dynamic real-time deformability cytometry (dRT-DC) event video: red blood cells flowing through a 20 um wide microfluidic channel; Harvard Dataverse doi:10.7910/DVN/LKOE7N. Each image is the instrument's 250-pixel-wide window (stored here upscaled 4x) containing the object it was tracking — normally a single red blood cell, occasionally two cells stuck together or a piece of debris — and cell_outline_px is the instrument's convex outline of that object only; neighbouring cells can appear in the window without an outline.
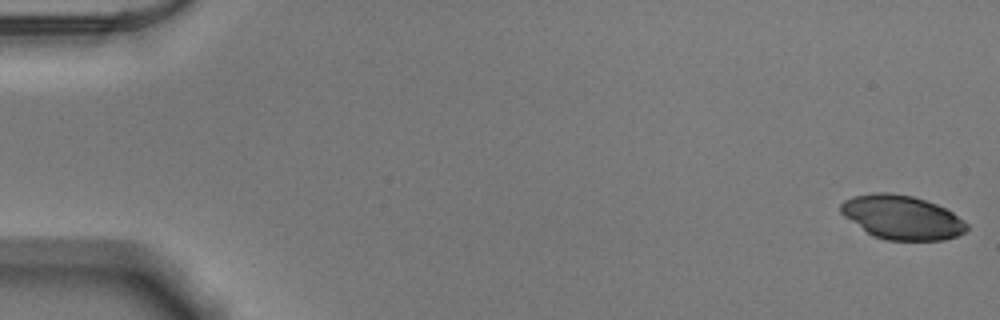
{"species": "Egyptian fruit bat (a non-hibernating species)", "species_latin": "Rousettus aegyptiacus", "temperature_condition": "warm", "stored_images_in_passage": 53, "camera_frame_rate_fps": 3000, "um_per_image_px": 0.085, "animal": {"sex": "male"}, "frame": {"image": 1, "passage_image": 1, "time_ms": 0.0, "image_size_px": [1000, 320], "cell_outline_px": [[968, 228], [964, 232], [956, 236], [944, 240], [888, 240], [872, 236], [844, 216], [840, 212], [840, 204], [844, 200], [852, 196], [876, 192], [888, 192], [912, 196], [936, 204], [952, 212], [968, 224]], "centroid_in_image_um": [76.64, 18.47], "position_along_channel_um": 8.4, "area_um2": 32.19}}